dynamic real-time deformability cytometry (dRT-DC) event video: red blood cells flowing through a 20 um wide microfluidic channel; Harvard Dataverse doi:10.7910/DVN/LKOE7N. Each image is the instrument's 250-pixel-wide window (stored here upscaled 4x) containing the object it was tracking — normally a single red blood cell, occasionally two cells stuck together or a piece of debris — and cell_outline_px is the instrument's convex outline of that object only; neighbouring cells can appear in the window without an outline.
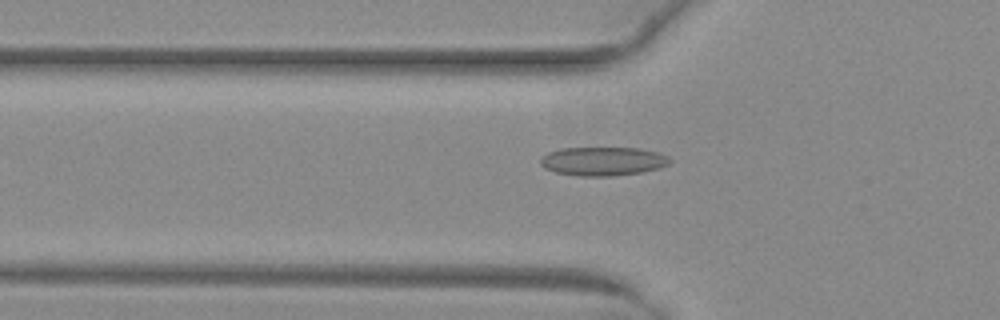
{"species": "common noctule bat (a hibernating species)", "species_latin": "Nyctalus noctula", "temperature_condition": "warm", "stored_images_in_passage": 27, "camera_frame_rate_fps": 3000, "um_per_image_px": 0.085, "animal": {"sex": "female", "body_mass_g": 29.2, "forearm_length_mm": 56.3}, "frame": {"image": 1, "passage_image": 2, "time_ms": 0.333, "image_size_px": [1000, 320], "cell_outline_px": [[672, 160], [668, 164], [660, 168], [640, 172], [612, 176], [580, 176], [556, 172], [544, 168], [540, 164], [540, 160], [548, 152], [560, 148], [640, 148], [656, 152], [668, 156]], "centroid_in_image_um": [51.25, 13.7], "position_along_channel_um": 74.6, "area_um2": 21.62}}
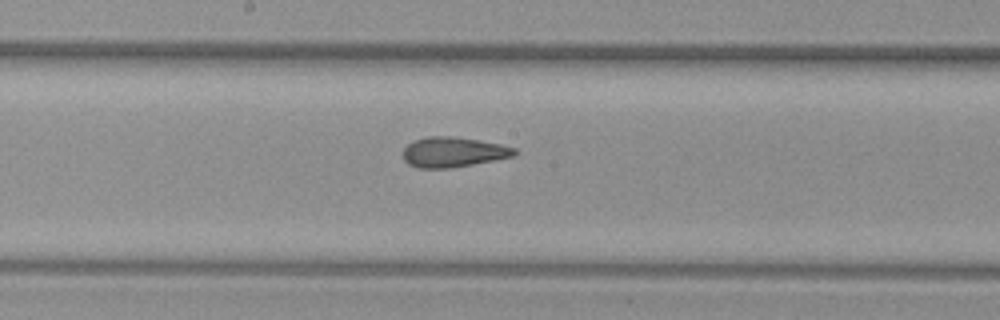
{"frame": {"image": 2, "passage_image": 12, "time_ms": 3.667, "image_size_px": [1000, 320], "cell_outline_px": [[516, 156], [496, 160], [448, 168], [420, 168], [408, 164], [404, 160], [404, 148], [408, 144], [416, 140], [428, 136], [448, 136], [480, 140], [500, 144], [516, 148]], "centroid_in_image_um": [38.55, 12.93], "position_along_channel_um": 209.6, "area_um2": 19.42}}
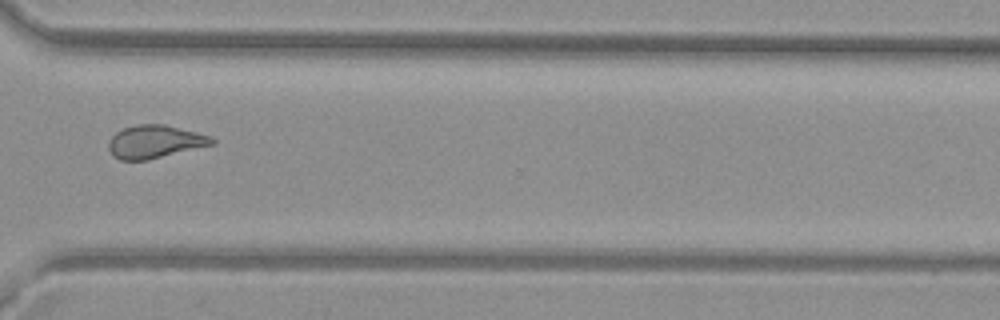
{"frame": {"image": 3, "passage_image": 23, "time_ms": 7.333, "image_size_px": [1000, 320], "cell_outline_px": [[216, 144], [148, 160], [120, 160], [112, 156], [108, 148], [108, 140], [116, 132], [124, 128], [136, 124], [164, 124], [212, 136], [216, 140]], "centroid_in_image_um": [13.17, 12.05], "position_along_channel_um": 357.4, "area_um2": 20.11}, "authors_computed_cell_mechanics": {"area_um2": 19.8254, "velocity_mm_per_s": 4.033, "shape_relaxation_time_tau1_ms": 10.7967, "shape_relaxation_time_tau2_ms": 1.9024, "deformation_change_tau1": 0.2459, "deformation_change_tau2": 0.0941}}